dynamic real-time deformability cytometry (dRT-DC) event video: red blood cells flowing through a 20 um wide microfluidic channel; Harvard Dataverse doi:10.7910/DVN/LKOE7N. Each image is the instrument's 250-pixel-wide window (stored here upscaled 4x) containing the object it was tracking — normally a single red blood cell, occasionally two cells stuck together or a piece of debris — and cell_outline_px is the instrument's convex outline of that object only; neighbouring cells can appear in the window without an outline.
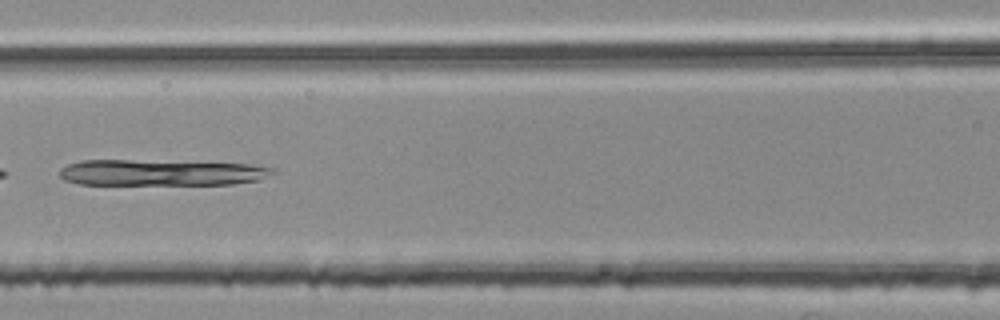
{"species": "common noctule bat (a hibernating species)", "species_latin": "Nyctalus noctula", "temperature_condition": "room temperature", "stored_images_in_passage": 14, "camera_frame_rate_fps": 3000, "um_per_image_px": 0.085, "animal": {"sex": "female", "body_mass_g": 25.1}, "frame": {"image": 1, "passage_image": 8, "time_ms": 2.333, "image_size_px": [1000, 320], "cell_outline_px": [[276, 172], [260, 180], [232, 184], [80, 184], [64, 180], [60, 176], [60, 168], [68, 164], [80, 160], [132, 160], [248, 164], [272, 168]], "centroid_in_image_um": [13.67, 14.67], "position_along_channel_um": 152.9, "area_um2": 32.19}}